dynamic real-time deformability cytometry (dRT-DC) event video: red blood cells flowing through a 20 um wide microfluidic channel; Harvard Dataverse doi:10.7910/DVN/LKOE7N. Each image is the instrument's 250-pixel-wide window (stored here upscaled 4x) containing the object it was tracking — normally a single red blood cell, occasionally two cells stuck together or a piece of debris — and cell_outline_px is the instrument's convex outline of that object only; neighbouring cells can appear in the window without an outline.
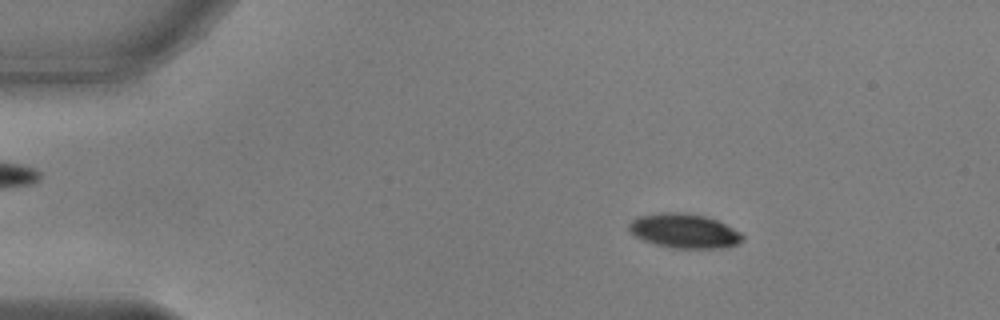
{"species": "common noctule bat (a hibernating species)", "species_latin": "Nyctalus noctula", "temperature_condition": "warm", "stored_images_in_passage": 52, "camera_frame_rate_fps": 3000, "um_per_image_px": 0.085, "animal": {"sex": "male", "body_mass_g": 17.9, "forearm_length_mm": 54.2}, "frame": {"image": 1, "passage_image": 8, "time_ms": 2.333, "image_size_px": [1000, 320], "cell_outline_px": [[744, 240], [728, 248], [672, 248], [656, 244], [644, 240], [636, 236], [628, 228], [628, 224], [632, 220], [640, 216], [668, 212], [676, 212], [704, 216], [716, 220], [740, 232], [744, 236]], "centroid_in_image_um": [58.19, 19.64], "position_along_channel_um": 26.8, "area_um2": 22.43}}
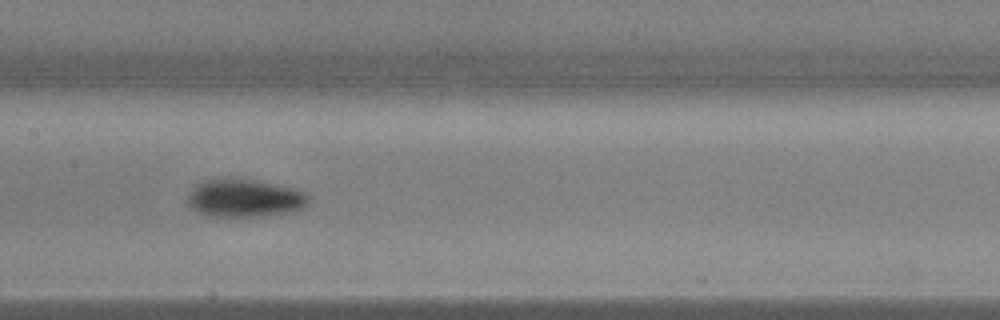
{"frame": {"image": 2, "passage_image": 26, "time_ms": 8.333, "image_size_px": [1000, 320], "cell_outline_px": [[308, 200], [300, 208], [288, 212], [260, 216], [216, 216], [200, 212], [188, 204], [188, 196], [192, 188], [200, 180], [220, 176], [228, 176], [256, 180], [304, 192], [308, 196]], "centroid_in_image_um": [20.69, 16.79], "position_along_channel_um": 186.7, "area_um2": 26.53}}
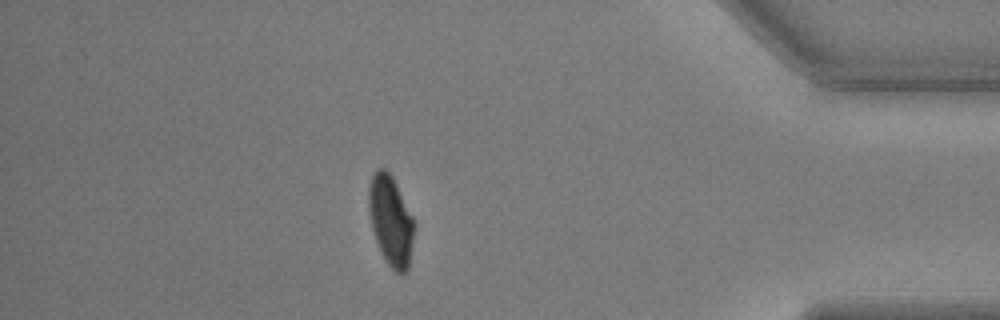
{"frame": {"image": 3, "passage_image": 46, "time_ms": 15.0, "image_size_px": [1000, 320], "cell_outline_px": [[416, 224], [408, 268], [400, 276], [384, 260], [380, 252], [372, 228], [368, 208], [368, 188], [372, 176], [376, 168], [384, 168], [392, 176]], "centroid_in_image_um": [33.21, 18.77], "position_along_channel_um": 402.0, "area_um2": 23.93}, "authors_computed_cell_mechanics": {"area_um2": 24.1315, "velocity_mm_per_s": 3.7958, "shape_relaxation_time_tau1_ms": 2.2965, "shape_relaxation_time_tau2_ms": 2.6086, "deformation_change_tau1": 0.1315, "deformation_change_tau2": 0.0445}}